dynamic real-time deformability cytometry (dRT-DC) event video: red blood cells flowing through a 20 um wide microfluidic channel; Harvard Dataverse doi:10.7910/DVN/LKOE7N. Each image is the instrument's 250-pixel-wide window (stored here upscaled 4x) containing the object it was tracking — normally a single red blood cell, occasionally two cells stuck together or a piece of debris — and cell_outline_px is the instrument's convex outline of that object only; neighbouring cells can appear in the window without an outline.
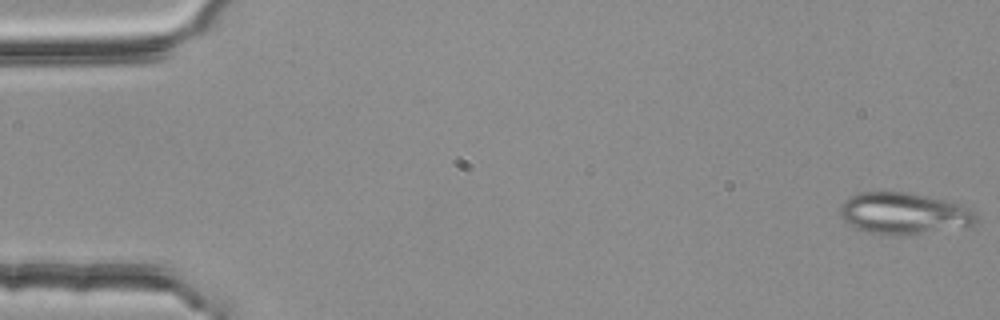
{"species": "common noctule bat (a hibernating species)", "species_latin": "Nyctalus noctula", "temperature_condition": "room temperature", "stored_images_in_passage": 54, "segment_of_instrument_passage": [1, 2], "camera_frame_rate_fps": 3000, "um_per_image_px": 0.085, "animal": {"sex": "female", "body_mass_g": 25.1}, "frame": {"image": 1, "passage_image": 1, "time_ms": 0.0, "image_size_px": [1000, 320], "cell_outline_px": [[980, 216], [968, 228], [920, 232], [868, 232], [856, 228], [848, 224], [840, 216], [840, 204], [844, 200], [856, 192], [908, 192], [928, 196], [960, 204], [968, 208]], "centroid_in_image_um": [76.84, 18.09], "position_along_channel_um": 8.2, "area_um2": 32.37}}